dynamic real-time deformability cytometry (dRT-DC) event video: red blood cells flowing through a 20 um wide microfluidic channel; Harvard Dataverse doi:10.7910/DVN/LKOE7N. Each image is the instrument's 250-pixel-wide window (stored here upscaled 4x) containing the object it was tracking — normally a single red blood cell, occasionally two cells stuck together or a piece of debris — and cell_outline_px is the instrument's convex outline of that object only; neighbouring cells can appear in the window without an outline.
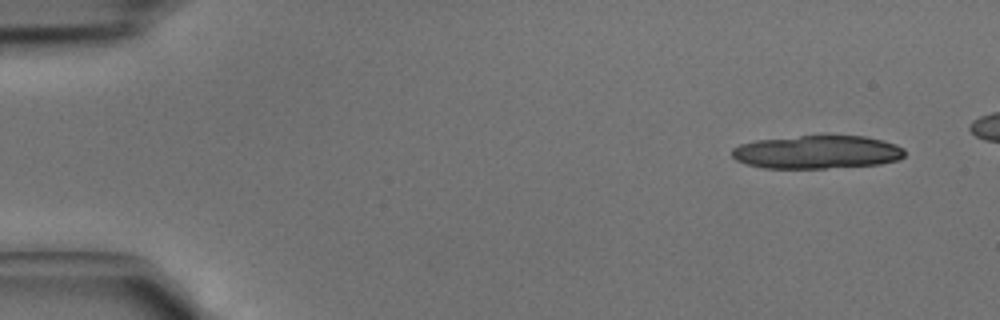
{"species": "common noctule bat (a hibernating species)", "species_latin": "Nyctalus noctula", "temperature_condition": "cold", "stored_images_in_passage": 4, "segment_of_instrument_passage": [2, 2], "camera_frame_rate_fps": 3000, "um_per_image_px": 0.085, "animal": {"sex": "male", "body_mass_g": 15.6}, "frame": {"image": 1, "passage_image": 4, "time_ms": 1.0, "image_size_px": [1000, 320], "cell_outline_px": [[904, 156], [900, 160], [880, 164], [824, 168], [764, 168], [744, 164], [736, 160], [732, 156], [732, 148], [740, 144], [756, 140], [800, 136], [864, 136], [896, 144], [904, 148]], "centroid_in_image_um": [69.44, 12.93], "position_along_channel_um": 15.6, "area_um2": 33.47}}